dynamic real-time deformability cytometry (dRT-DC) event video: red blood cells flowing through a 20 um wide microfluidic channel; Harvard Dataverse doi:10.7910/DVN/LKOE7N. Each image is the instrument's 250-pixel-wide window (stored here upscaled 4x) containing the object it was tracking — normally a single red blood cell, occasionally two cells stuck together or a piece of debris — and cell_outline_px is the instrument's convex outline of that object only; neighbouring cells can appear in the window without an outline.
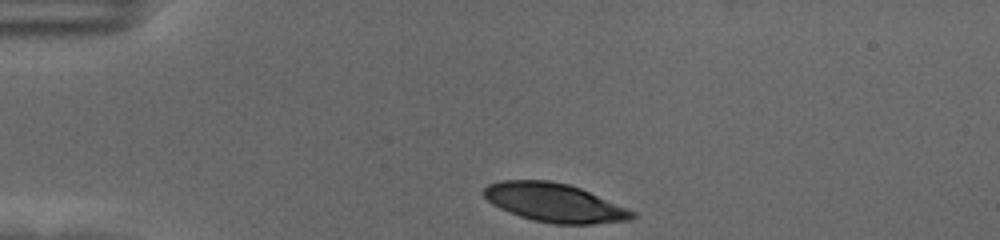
{"species": "human", "species_latin": "Homo sapiens", "temperature_condition": "cold", "stored_images_in_passage": 36, "camera_frame_rate_fps": 3000, "um_per_image_px": 0.085, "donor": {"sex": "female"}, "frame": {"image": 1, "passage_image": 1, "time_ms": 0.0, "image_size_px": [1000, 240], "cell_outline_px": [[636, 216], [632, 220], [592, 224], [556, 224], [536, 220], [520, 216], [508, 212], [492, 204], [480, 192], [488, 184], [500, 180], [548, 180], [568, 184], [580, 188], [636, 212]], "centroid_in_image_um": [47.11, 17.22], "position_along_channel_um": 37.9, "area_um2": 33.35}}
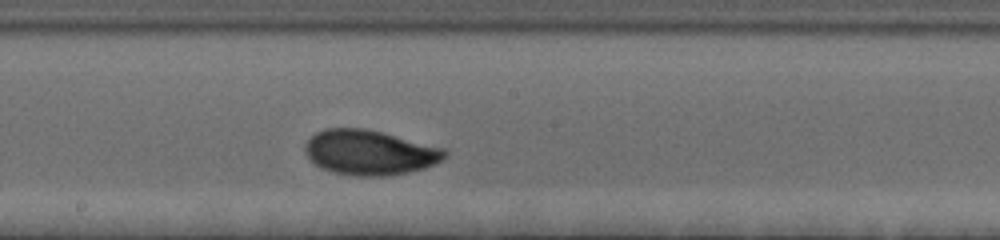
{"frame": {"image": 2, "passage_image": 20, "time_ms": 6.333, "image_size_px": [1000, 240], "cell_outline_px": [[448, 156], [444, 160], [424, 168], [408, 172], [388, 176], [356, 176], [332, 172], [320, 168], [308, 156], [304, 148], [304, 144], [316, 132], [324, 128], [364, 128], [448, 148]], "centroid_in_image_um": [31.47, 12.96], "position_along_channel_um": 216.7, "area_um2": 36.88}}
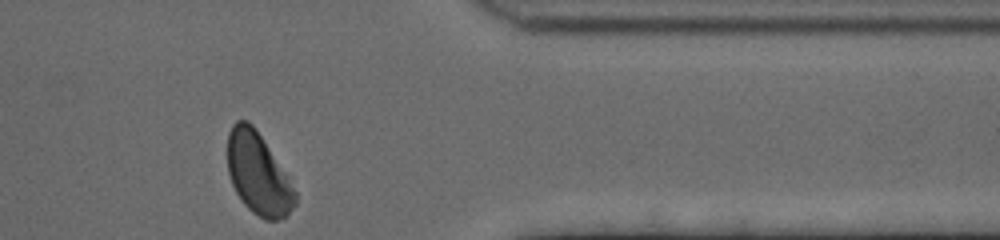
{"frame": {"image": 3, "passage_image": 36, "time_ms": 11.667, "image_size_px": [1000, 240], "cell_outline_px": [[296, 204], [288, 216], [280, 220], [264, 220], [252, 212], [244, 204], [236, 192], [232, 184], [228, 172], [228, 132], [232, 124], [236, 120], [248, 120], [256, 128], [284, 172], [296, 192]], "centroid_in_image_um": [21.94, 14.79], "position_along_channel_um": 389.5, "area_um2": 32.02}, "authors_computed_cell_mechanics": {"area_um2": 34.8823, "velocity_mm_per_s": 3.5035, "shape_relaxation_time_tau1_ms": 3.0511, "shape_relaxation_time_tau2_ms": 1.4553, "deformation_change_tau1": 0.1389, "deformation_change_tau2": 0.059}}